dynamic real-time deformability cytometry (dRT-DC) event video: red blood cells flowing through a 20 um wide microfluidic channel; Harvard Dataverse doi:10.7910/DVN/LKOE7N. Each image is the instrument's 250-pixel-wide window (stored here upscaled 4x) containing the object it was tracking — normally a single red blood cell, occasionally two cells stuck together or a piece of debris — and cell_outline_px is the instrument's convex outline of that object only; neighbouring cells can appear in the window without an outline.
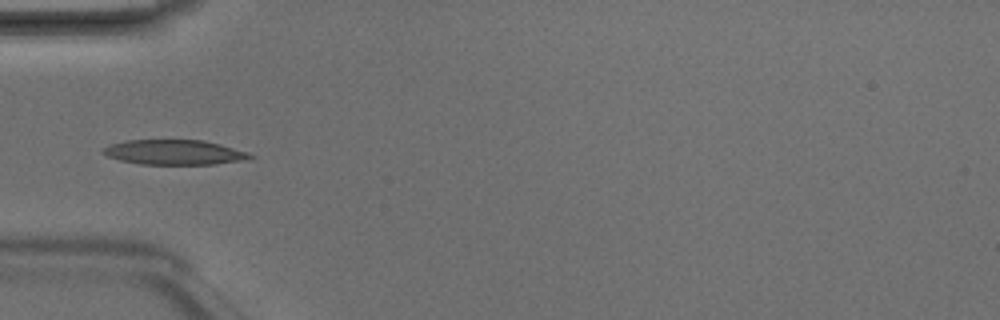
{"species": "Egyptian fruit bat (a non-hibernating species)", "species_latin": "Rousettus aegyptiacus", "temperature_condition": "room temperature", "stored_images_in_passage": 5, "camera_frame_rate_fps": 3000, "um_per_image_px": 0.085, "animal": {"sex": "male"}, "frame": {"image": 1, "passage_image": 4, "time_ms": 1.0, "image_size_px": [1000, 320], "cell_outline_px": [[256, 156], [244, 160], [216, 164], [140, 164], [120, 160], [108, 156], [100, 152], [108, 144], [128, 140], [204, 140], [220, 144], [248, 152]], "centroid_in_image_um": [14.81, 12.94], "position_along_channel_um": 70.2, "area_um2": 21.33}}